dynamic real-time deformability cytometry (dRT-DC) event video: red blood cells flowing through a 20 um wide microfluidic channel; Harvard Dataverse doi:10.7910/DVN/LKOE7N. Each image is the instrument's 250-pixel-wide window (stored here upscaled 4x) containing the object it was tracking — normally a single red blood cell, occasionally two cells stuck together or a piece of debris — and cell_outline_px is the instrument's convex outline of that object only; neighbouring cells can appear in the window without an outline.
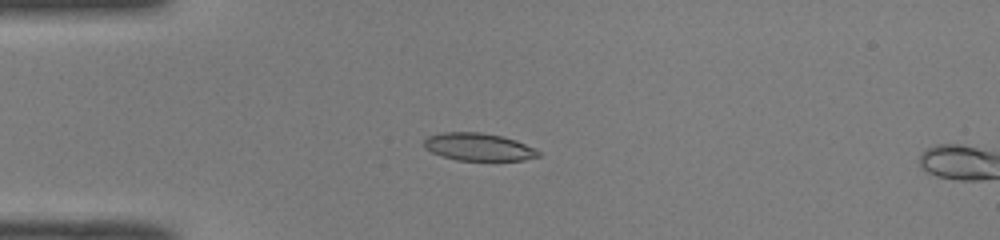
{"species": "common noctule bat (a hibernating species)", "species_latin": "Nyctalus noctula", "temperature_condition": "room temperature", "stored_images_in_passage": 14, "camera_frame_rate_fps": 3000, "um_per_image_px": 0.085, "animal": {"sex": "male", "body_mass_g": 19.0, "forearm_length_mm": 50.8}, "frame": {"image": 1, "passage_image": 12, "time_ms": 3.667, "image_size_px": [1000, 240], "cell_outline_px": [[540, 156], [524, 160], [456, 160], [432, 152], [424, 148], [424, 140], [428, 136], [444, 132], [480, 132], [500, 136], [516, 140], [540, 152]], "centroid_in_image_um": [40.65, 12.49], "position_along_channel_um": 44.4, "area_um2": 18.15}}